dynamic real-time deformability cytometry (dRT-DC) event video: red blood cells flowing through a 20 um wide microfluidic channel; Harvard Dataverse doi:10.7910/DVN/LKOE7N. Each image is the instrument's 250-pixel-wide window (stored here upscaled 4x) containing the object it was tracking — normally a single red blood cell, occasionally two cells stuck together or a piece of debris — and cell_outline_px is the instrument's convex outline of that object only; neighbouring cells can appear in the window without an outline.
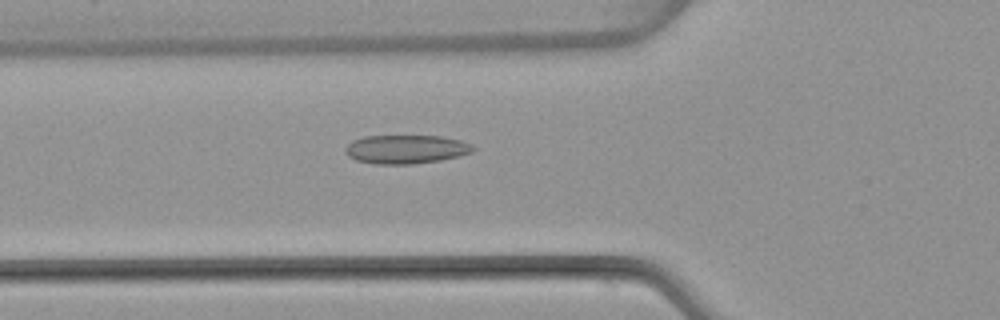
{"species": "common noctule bat (a hibernating species)", "species_latin": "Nyctalus noctula", "temperature_condition": "warm", "stored_images_in_passage": 52, "camera_frame_rate_fps": 3000, "um_per_image_px": 0.085, "animal": {"sex": "female", "body_mass_g": 22.7, "forearm_length_mm": 54.2}, "frame": {"image": 1, "passage_image": 19, "time_ms": 6.0, "image_size_px": [1000, 320], "cell_outline_px": [[476, 148], [472, 152], [460, 156], [440, 160], [412, 164], [376, 164], [356, 160], [348, 156], [344, 152], [344, 148], [352, 140], [364, 136], [440, 136], [460, 140], [472, 144]], "centroid_in_image_um": [34.5, 12.68], "position_along_channel_um": 91.3, "area_um2": 21.5}}
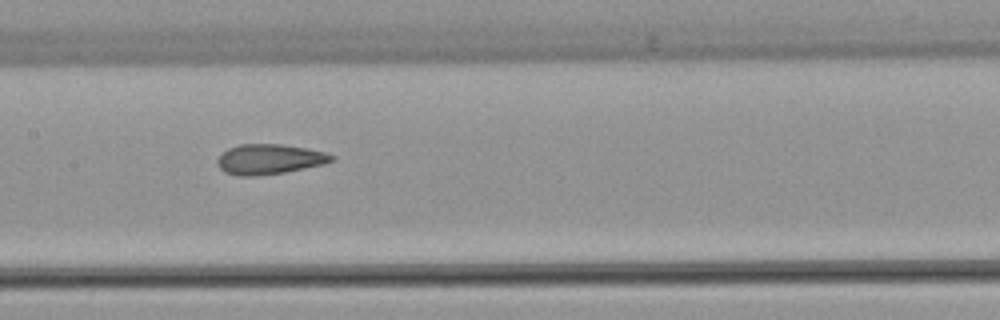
{"frame": {"image": 2, "passage_image": 26, "time_ms": 8.333, "image_size_px": [1000, 320], "cell_outline_px": [[336, 160], [324, 164], [284, 172], [252, 176], [236, 176], [224, 172], [216, 164], [216, 160], [228, 148], [240, 144], [280, 144], [304, 148], [324, 152], [336, 156]], "centroid_in_image_um": [22.89, 13.54], "position_along_channel_um": 184.5, "area_um2": 20.0}}
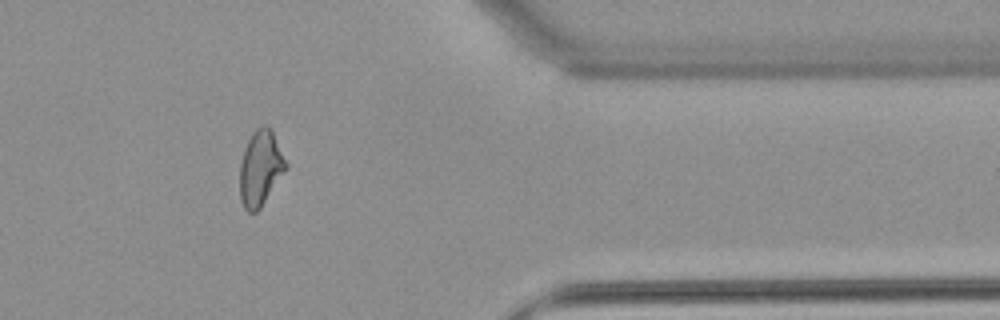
{"frame": {"image": 3, "passage_image": 43, "time_ms": 14.0, "image_size_px": [1000, 320], "cell_outline_px": [[288, 168], [260, 208], [256, 212], [248, 212], [244, 208], [240, 200], [240, 164], [244, 148], [252, 132], [256, 128], [264, 124], [272, 132], [288, 164]], "centroid_in_image_um": [22.13, 14.31], "position_along_channel_um": 389.3, "area_um2": 20.17}, "authors_computed_cell_mechanics": {"area_um2": 20.3456, "velocity_mm_per_s": 3.9709, "shape_relaxation_time_tau1_ms": null, "shape_relaxation_time_tau2_ms": 1.4481, "deformation_change_tau1": null, "deformation_change_tau2": 0.087}}